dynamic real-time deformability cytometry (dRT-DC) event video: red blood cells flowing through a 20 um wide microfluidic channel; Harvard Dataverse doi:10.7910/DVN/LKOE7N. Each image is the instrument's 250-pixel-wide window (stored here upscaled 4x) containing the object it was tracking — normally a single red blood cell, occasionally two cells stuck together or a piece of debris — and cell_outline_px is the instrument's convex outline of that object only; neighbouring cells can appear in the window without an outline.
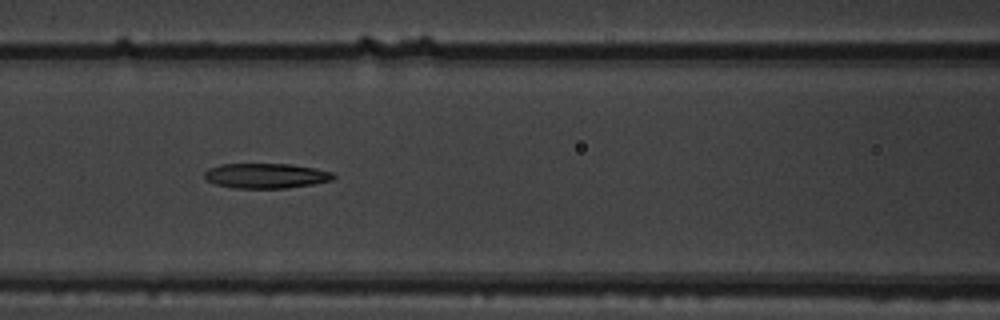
{"species": "common noctule bat (a hibernating species)", "species_latin": "Nyctalus noctula", "temperature_condition": "warm", "stored_images_in_passage": 9, "camera_frame_rate_fps": 3000, "um_per_image_px": 0.085, "animal": {"sex": "male", "body_mass_g": 19.5, "forearm_length_mm": 54.6}, "frame": {"image": 1, "passage_image": 7, "time_ms": 2.0, "image_size_px": [1000, 320], "cell_outline_px": [[336, 176], [332, 180], [312, 184], [288, 188], [232, 188], [216, 184], [204, 180], [204, 172], [208, 168], [220, 164], [292, 164], [316, 168], [332, 172]], "centroid_in_image_um": [22.58, 14.94], "position_along_channel_um": 144.0, "area_um2": 18.96}}
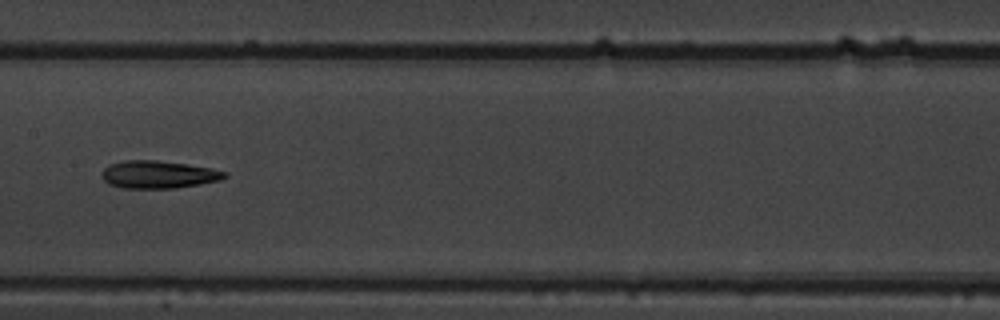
{"frame": {"image": 2, "passage_image": 8, "time_ms": 2.333, "image_size_px": [1000, 320], "cell_outline_px": [[228, 176], [220, 180], [176, 188], [124, 188], [108, 184], [104, 180], [104, 168], [108, 164], [124, 160], [156, 160], [212, 168], [228, 172]], "centroid_in_image_um": [13.48, 14.83], "position_along_channel_um": 193.9, "area_um2": 19.65}}
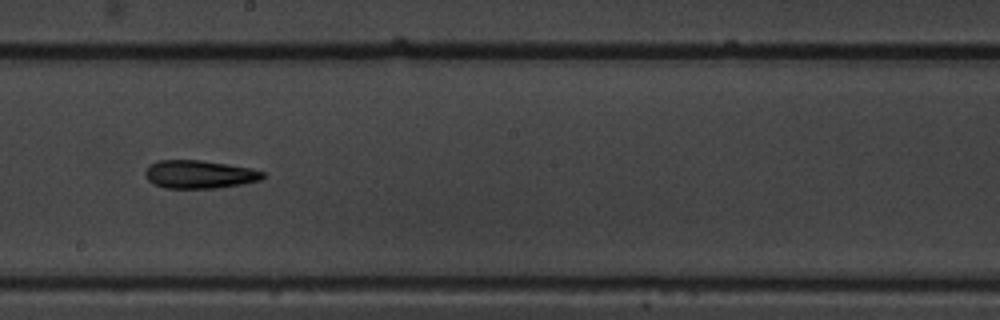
{"frame": {"image": 3, "passage_image": 9, "time_ms": 2.667, "image_size_px": [1000, 320], "cell_outline_px": [[264, 176], [260, 180], [240, 184], [216, 188], [164, 188], [152, 184], [144, 176], [144, 172], [148, 164], [156, 160], [200, 160], [228, 164], [252, 168], [264, 172]], "centroid_in_image_um": [16.88, 14.81], "position_along_channel_um": 231.3, "area_um2": 19.48}}